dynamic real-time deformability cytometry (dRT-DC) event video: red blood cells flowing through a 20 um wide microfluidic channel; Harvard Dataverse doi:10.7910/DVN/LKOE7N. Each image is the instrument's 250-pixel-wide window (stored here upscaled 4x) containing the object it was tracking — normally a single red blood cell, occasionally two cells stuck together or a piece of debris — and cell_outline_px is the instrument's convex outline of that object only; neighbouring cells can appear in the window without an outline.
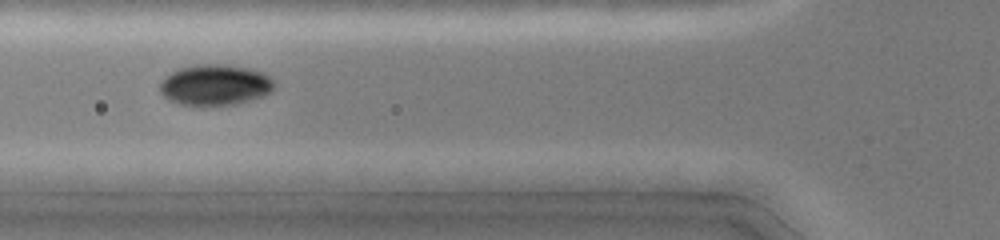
{"species": "common noctule bat (a hibernating species)", "species_latin": "Nyctalus noctula", "temperature_condition": "cold", "stored_images_in_passage": 25, "camera_frame_rate_fps": 3000, "um_per_image_px": 0.085, "animal": {"sex": "female", "body_mass_g": 19.0, "forearm_length_mm": 51.5}, "frame": {"image": 1, "passage_image": 17, "time_ms": 5.333, "image_size_px": [1000, 240], "cell_outline_px": [[276, 88], [272, 92], [264, 96], [252, 100], [236, 104], [180, 104], [168, 100], [160, 92], [160, 84], [164, 76], [180, 68], [196, 64], [224, 64], [264, 72], [276, 84]], "centroid_in_image_um": [18.31, 7.21], "position_along_channel_um": 107.5, "area_um2": 27.17}}
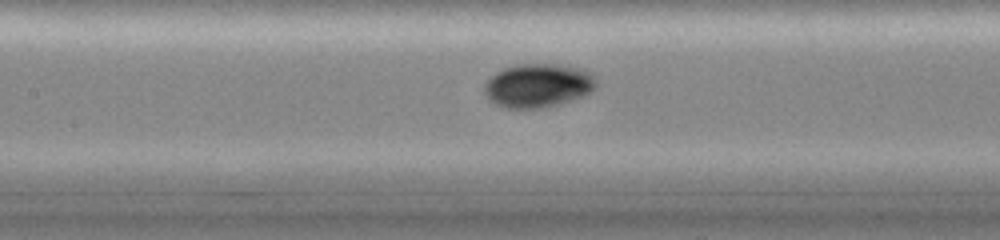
{"frame": {"image": 2, "passage_image": 21, "time_ms": 6.667, "image_size_px": [1000, 240], "cell_outline_px": [[596, 88], [592, 92], [584, 96], [556, 104], [540, 108], [508, 108], [496, 104], [488, 100], [484, 92], [484, 84], [496, 72], [504, 68], [516, 64], [556, 64], [576, 68], [588, 72], [596, 80]], "centroid_in_image_um": [45.7, 7.27], "position_along_channel_um": 161.7, "area_um2": 28.32}}